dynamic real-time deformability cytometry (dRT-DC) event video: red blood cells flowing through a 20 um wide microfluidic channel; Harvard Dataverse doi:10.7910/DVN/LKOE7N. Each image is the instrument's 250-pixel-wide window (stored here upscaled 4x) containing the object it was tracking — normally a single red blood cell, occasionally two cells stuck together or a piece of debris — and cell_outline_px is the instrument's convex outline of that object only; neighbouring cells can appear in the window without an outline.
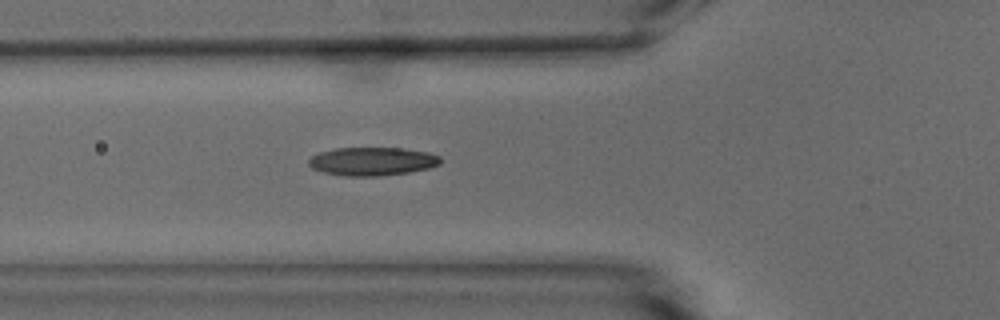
{"species": "common noctule bat (a hibernating species)", "species_latin": "Nyctalus noctula", "temperature_condition": "warm", "stored_images_in_passage": 10, "camera_frame_rate_fps": 3000, "um_per_image_px": 0.085, "animal": {"sex": "male", "body_mass_g": 15.6}, "frame": {"image": 1, "passage_image": 5, "time_ms": 1.333, "image_size_px": [1000, 320], "cell_outline_px": [[440, 164], [428, 168], [408, 172], [380, 176], [348, 176], [324, 172], [312, 168], [308, 164], [308, 160], [312, 156], [320, 152], [336, 148], [404, 148], [428, 152], [440, 156]], "centroid_in_image_um": [31.65, 13.71], "position_along_channel_um": 94.2, "area_um2": 21.68}}
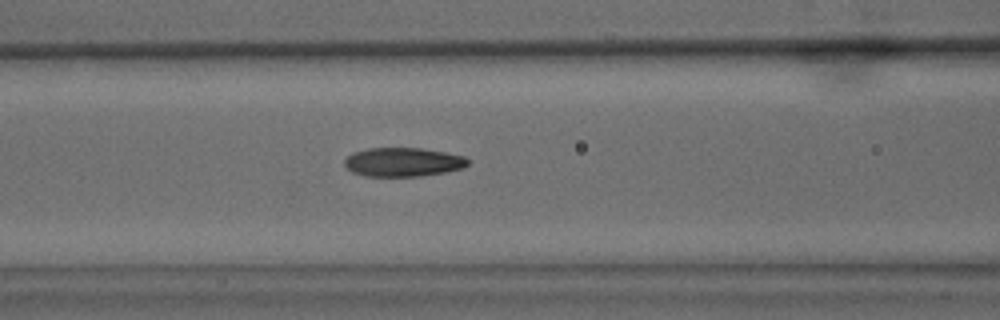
{"frame": {"image": 2, "passage_image": 8, "time_ms": 2.333, "image_size_px": [1000, 320], "cell_outline_px": [[468, 164], [464, 168], [448, 172], [420, 176], [364, 176], [352, 172], [344, 164], [344, 160], [352, 152], [368, 148], [420, 148], [444, 152], [464, 156], [468, 160]], "centroid_in_image_um": [34.26, 13.78], "position_along_channel_um": 132.3, "area_um2": 20.87}}